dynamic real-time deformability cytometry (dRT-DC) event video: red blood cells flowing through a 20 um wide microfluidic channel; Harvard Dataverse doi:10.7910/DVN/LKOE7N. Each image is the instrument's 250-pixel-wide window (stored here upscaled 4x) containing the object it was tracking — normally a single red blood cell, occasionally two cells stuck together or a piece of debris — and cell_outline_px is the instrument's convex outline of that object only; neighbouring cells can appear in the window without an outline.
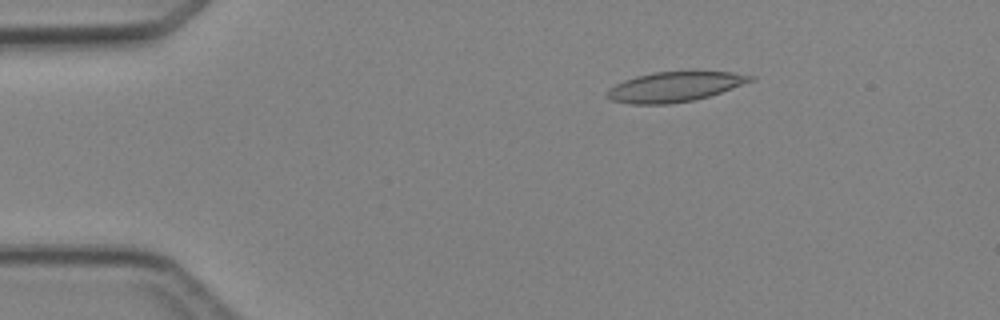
{"species": "Egyptian fruit bat (a non-hibernating species)", "species_latin": "Rousettus aegyptiacus", "temperature_condition": "cold", "stored_images_in_passage": 5, "camera_frame_rate_fps": 3000, "um_per_image_px": 0.085, "animal": {"sex": "female"}, "frame": {"image": 1, "passage_image": 3, "time_ms": 2.333, "image_size_px": [1000, 320], "cell_outline_px": [[756, 80], [708, 96], [692, 100], [668, 104], [632, 104], [612, 100], [604, 96], [616, 84], [624, 80], [636, 76], [652, 72], [692, 68], [732, 72], [756, 76]], "centroid_in_image_um": [57.43, 7.31], "position_along_channel_um": 27.6, "area_um2": 25.84}}